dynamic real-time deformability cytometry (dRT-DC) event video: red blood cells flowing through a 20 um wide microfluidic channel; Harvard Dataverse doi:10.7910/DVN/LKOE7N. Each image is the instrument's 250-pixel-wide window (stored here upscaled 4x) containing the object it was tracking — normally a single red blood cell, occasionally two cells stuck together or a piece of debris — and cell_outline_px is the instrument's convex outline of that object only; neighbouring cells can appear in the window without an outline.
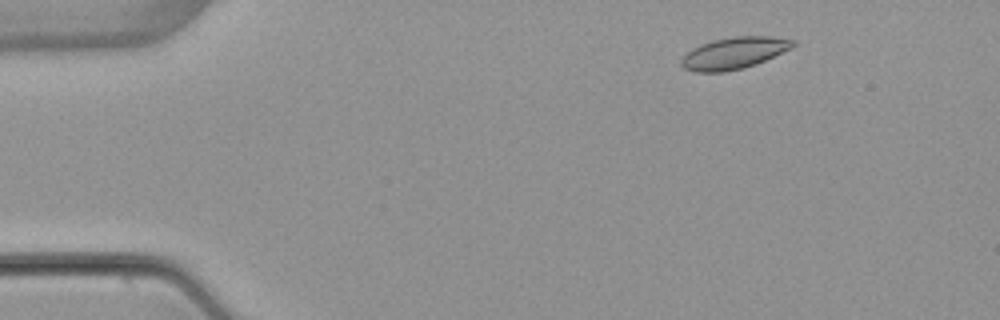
{"species": "common noctule bat (a hibernating species)", "species_latin": "Nyctalus noctula", "temperature_condition": "warm", "stored_images_in_passage": 4, "camera_frame_rate_fps": 3000, "um_per_image_px": 0.085, "animal": {"sex": "female", "body_mass_g": 22.7, "forearm_length_mm": 54.2}, "frame": {"image": 1, "passage_image": 2, "time_ms": 1.0, "image_size_px": [1000, 320], "cell_outline_px": [[796, 44], [792, 48], [756, 64], [744, 68], [724, 72], [692, 72], [684, 68], [680, 64], [680, 60], [692, 48], [700, 44], [712, 40], [736, 36], [772, 36], [796, 40]], "centroid_in_image_um": [62.39, 4.51], "position_along_channel_um": 22.6, "area_um2": 20.81}}